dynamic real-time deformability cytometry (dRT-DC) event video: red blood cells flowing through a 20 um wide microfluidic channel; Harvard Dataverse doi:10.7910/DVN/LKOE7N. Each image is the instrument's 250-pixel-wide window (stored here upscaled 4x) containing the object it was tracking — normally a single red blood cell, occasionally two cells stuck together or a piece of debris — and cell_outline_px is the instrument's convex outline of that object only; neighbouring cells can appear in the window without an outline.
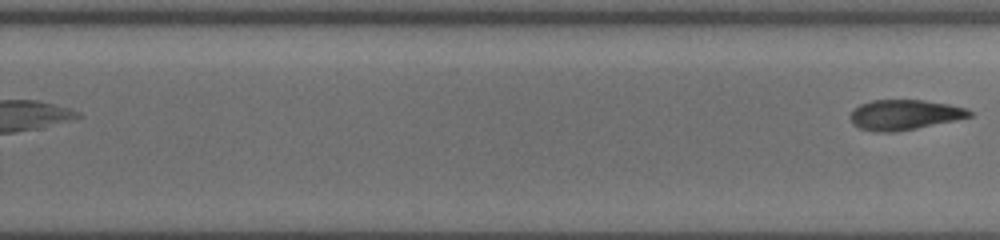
{"species": "common noctule bat (a hibernating species)", "species_latin": "Nyctalus noctula", "temperature_condition": "cold", "stored_images_in_passage": 24, "segment_of_instrument_passage": [2, 2], "camera_frame_rate_fps": 3000, "um_per_image_px": 0.085, "animal": {"sex": "female", "body_mass_g": 19.5, "forearm_length_mm": 54.1}, "frame": {"image": 1, "passage_image": 24, "time_ms": 7.667, "image_size_px": [1000, 240], "cell_outline_px": [[972, 116], [956, 120], [916, 128], [892, 132], [876, 132], [860, 128], [852, 124], [848, 116], [860, 104], [872, 100], [924, 100], [948, 104], [968, 108], [972, 112]], "centroid_in_image_um": [76.87, 9.75], "position_along_channel_um": 252.9, "area_um2": 20.92}}